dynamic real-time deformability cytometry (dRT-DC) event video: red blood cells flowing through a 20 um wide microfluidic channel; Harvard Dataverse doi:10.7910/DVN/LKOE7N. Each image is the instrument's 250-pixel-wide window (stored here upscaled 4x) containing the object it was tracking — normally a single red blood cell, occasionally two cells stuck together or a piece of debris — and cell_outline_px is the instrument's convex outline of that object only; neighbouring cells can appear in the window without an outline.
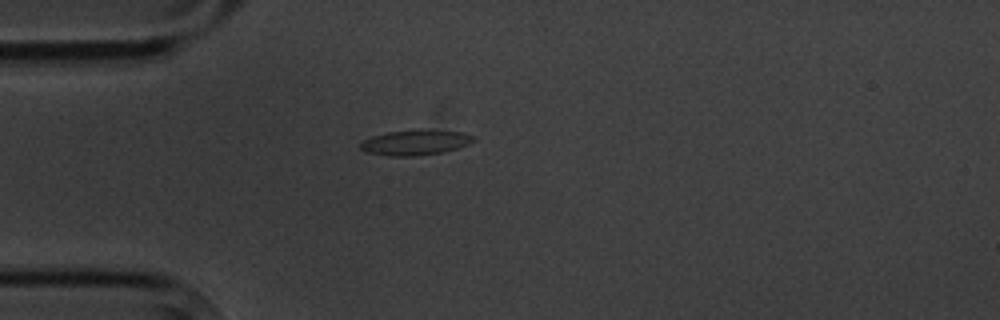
{"species": "common noctule bat (a hibernating species)", "species_latin": "Nyctalus noctula", "temperature_condition": "cold", "stored_images_in_passage": 1, "camera_frame_rate_fps": 3000, "um_per_image_px": 0.085, "animal": {"sex": "male", "body_mass_g": 20.1, "forearm_length_mm": 53.5}, "frame": {"image": 1, "passage_image": 1, "time_ms": 0.0, "image_size_px": [1000, 320], "cell_outline_px": [[476, 140], [468, 144], [444, 152], [416, 156], [388, 156], [364, 152], [360, 148], [360, 144], [364, 140], [372, 136], [388, 132], [420, 128], [424, 128], [464, 132], [476, 136]], "centroid_in_image_um": [35.34, 12.09], "position_along_channel_um": 49.7, "area_um2": 17.11}}